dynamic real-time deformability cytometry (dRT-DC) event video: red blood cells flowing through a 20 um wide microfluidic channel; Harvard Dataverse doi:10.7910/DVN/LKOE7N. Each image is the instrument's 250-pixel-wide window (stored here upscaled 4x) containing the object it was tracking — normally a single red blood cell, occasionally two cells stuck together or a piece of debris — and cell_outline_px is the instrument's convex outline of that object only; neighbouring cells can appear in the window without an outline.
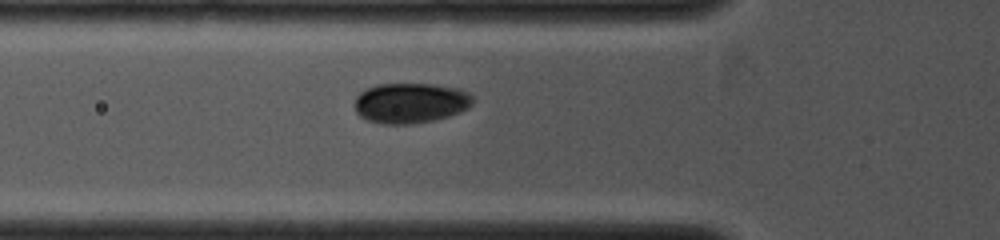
{"species": "common noctule bat (a hibernating species)", "species_latin": "Nyctalus noctula", "temperature_condition": "cold", "stored_images_in_passage": 9, "camera_frame_rate_fps": 4000, "um_per_image_px": 0.085, "animal": {"sex": "female", "body_mass_g": 19.0, "forearm_length_mm": 53.3}, "frame": {"image": 1, "passage_image": 7, "time_ms": 2.75, "image_size_px": [1000, 240], "cell_outline_px": [[472, 104], [468, 108], [460, 112], [448, 116], [432, 120], [412, 124], [380, 124], [368, 120], [360, 116], [356, 112], [356, 96], [364, 88], [376, 84], [432, 84], [460, 88], [468, 92], [472, 96]], "centroid_in_image_um": [34.88, 8.74], "position_along_channel_um": 90.9, "area_um2": 27.86}}